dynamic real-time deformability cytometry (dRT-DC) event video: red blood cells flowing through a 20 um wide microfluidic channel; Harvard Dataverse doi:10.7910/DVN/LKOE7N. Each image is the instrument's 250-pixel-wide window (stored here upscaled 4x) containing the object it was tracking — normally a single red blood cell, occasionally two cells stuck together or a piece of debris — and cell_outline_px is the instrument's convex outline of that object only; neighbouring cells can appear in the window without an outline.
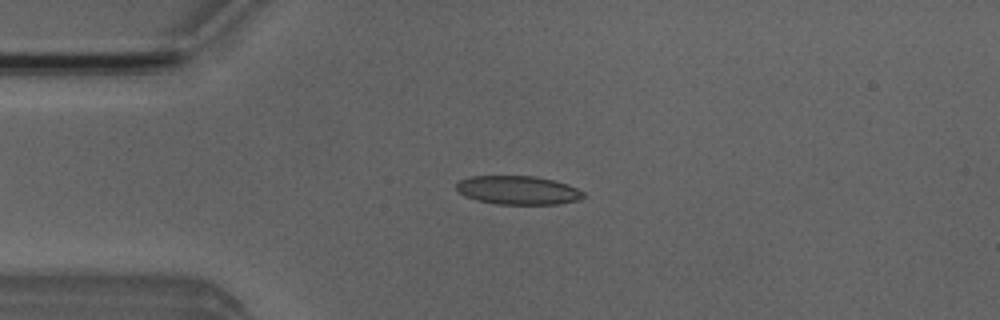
{"species": "Egyptian fruit bat (a non-hibernating species)", "species_latin": "Rousettus aegyptiacus", "temperature_condition": "room temperature", "stored_images_in_passage": 4, "camera_frame_rate_fps": 3000, "um_per_image_px": 0.085, "animal": {"sex": "male"}, "frame": {"image": 1, "passage_image": 2, "time_ms": 1.0, "image_size_px": [1000, 320], "cell_outline_px": [[584, 196], [580, 200], [556, 204], [496, 204], [476, 200], [464, 196], [456, 188], [456, 184], [460, 180], [472, 176], [536, 176], [568, 184], [584, 192]], "centroid_in_image_um": [44.03, 16.17], "position_along_channel_um": 41.0, "area_um2": 21.21}}